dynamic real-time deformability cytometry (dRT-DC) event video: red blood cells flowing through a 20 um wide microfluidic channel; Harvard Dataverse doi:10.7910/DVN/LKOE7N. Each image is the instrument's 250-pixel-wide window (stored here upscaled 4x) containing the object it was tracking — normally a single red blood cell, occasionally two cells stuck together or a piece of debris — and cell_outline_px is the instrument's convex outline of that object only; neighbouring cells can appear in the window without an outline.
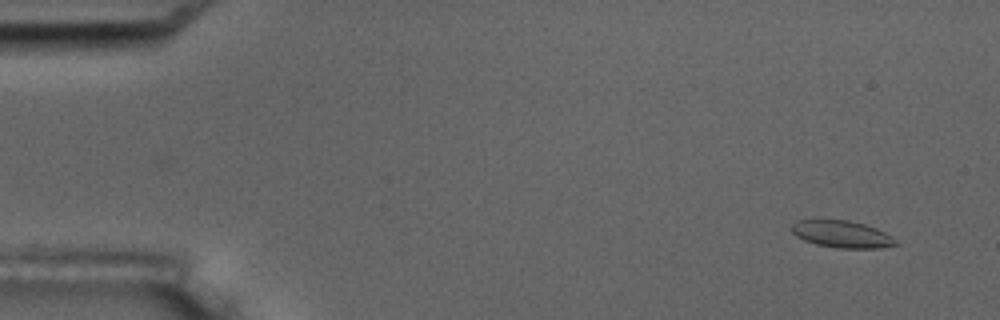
{"species": "common noctule bat (a hibernating species)", "species_latin": "Nyctalus noctula", "temperature_condition": "room temperature", "stored_images_in_passage": 4, "camera_frame_rate_fps": 3000, "um_per_image_px": 0.085, "animal": {"sex": "male", "body_mass_g": 17.5, "forearm_length_mm": 52.3}, "frame": {"image": 1, "passage_image": 1, "time_ms": 0.0, "image_size_px": [1000, 320], "cell_outline_px": [[900, 244], [880, 248], [836, 248], [816, 244], [804, 240], [796, 236], [792, 232], [792, 224], [796, 220], [848, 220], [864, 224], [876, 228], [892, 236]], "centroid_in_image_um": [71.57, 19.91], "position_along_channel_um": 13.4, "area_um2": 16.42}}